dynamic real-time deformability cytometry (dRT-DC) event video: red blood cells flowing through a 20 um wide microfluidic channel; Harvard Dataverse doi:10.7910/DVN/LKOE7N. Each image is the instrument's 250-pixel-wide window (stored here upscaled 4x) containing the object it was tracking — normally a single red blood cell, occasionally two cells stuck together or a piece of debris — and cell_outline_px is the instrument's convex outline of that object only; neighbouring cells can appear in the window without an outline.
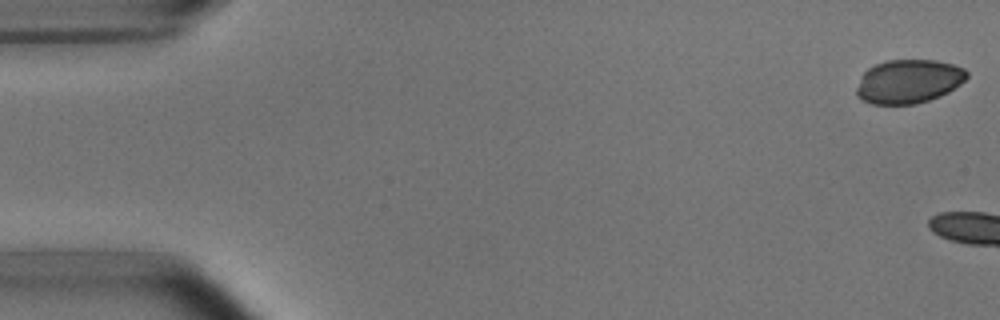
{"species": "common noctule bat (a hibernating species)", "species_latin": "Nyctalus noctula", "temperature_condition": "room temperature", "stored_images_in_passage": 7, "camera_frame_rate_fps": 3000, "um_per_image_px": 0.085, "animal": {"sex": "male", "body_mass_g": 15.6}, "frame": {"image": 1, "passage_image": 1, "time_ms": 0.0, "image_size_px": [1000, 320], "cell_outline_px": [[968, 76], [960, 84], [948, 92], [940, 96], [916, 104], [872, 104], [856, 96], [856, 88], [864, 72], [868, 68], [876, 64], [888, 60], [936, 60], [952, 64], [964, 68], [968, 72]], "centroid_in_image_um": [77.23, 6.92], "position_along_channel_um": 7.8, "area_um2": 28.09}}